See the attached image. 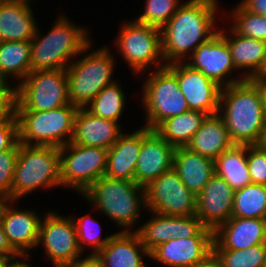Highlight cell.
I'll return each instance as SVG.
<instances>
[{"instance_id":"c3c4849f","label":"cell","mask_w":266,"mask_h":267,"mask_svg":"<svg viewBox=\"0 0 266 267\" xmlns=\"http://www.w3.org/2000/svg\"><path fill=\"white\" fill-rule=\"evenodd\" d=\"M12 260H16V258L0 255V267H10V264L13 262Z\"/></svg>"},{"instance_id":"f35d334b","label":"cell","mask_w":266,"mask_h":267,"mask_svg":"<svg viewBox=\"0 0 266 267\" xmlns=\"http://www.w3.org/2000/svg\"><path fill=\"white\" fill-rule=\"evenodd\" d=\"M247 165L252 184L266 185V147L247 145Z\"/></svg>"},{"instance_id":"60d3db41","label":"cell","mask_w":266,"mask_h":267,"mask_svg":"<svg viewBox=\"0 0 266 267\" xmlns=\"http://www.w3.org/2000/svg\"><path fill=\"white\" fill-rule=\"evenodd\" d=\"M15 93H0V123L14 113Z\"/></svg>"},{"instance_id":"836d02e7","label":"cell","mask_w":266,"mask_h":267,"mask_svg":"<svg viewBox=\"0 0 266 267\" xmlns=\"http://www.w3.org/2000/svg\"><path fill=\"white\" fill-rule=\"evenodd\" d=\"M221 260L223 267H265L266 244H258L249 248L213 249Z\"/></svg>"},{"instance_id":"7bdbcfd3","label":"cell","mask_w":266,"mask_h":267,"mask_svg":"<svg viewBox=\"0 0 266 267\" xmlns=\"http://www.w3.org/2000/svg\"><path fill=\"white\" fill-rule=\"evenodd\" d=\"M62 267H102L100 259L97 255L89 254L83 259H76L71 263H68Z\"/></svg>"},{"instance_id":"8992f818","label":"cell","mask_w":266,"mask_h":267,"mask_svg":"<svg viewBox=\"0 0 266 267\" xmlns=\"http://www.w3.org/2000/svg\"><path fill=\"white\" fill-rule=\"evenodd\" d=\"M77 110L78 107L71 103L47 111L14 110L18 122V142L63 147L71 141ZM66 135L68 138H64Z\"/></svg>"},{"instance_id":"ba28073f","label":"cell","mask_w":266,"mask_h":267,"mask_svg":"<svg viewBox=\"0 0 266 267\" xmlns=\"http://www.w3.org/2000/svg\"><path fill=\"white\" fill-rule=\"evenodd\" d=\"M69 103L66 69L30 72L15 87L14 110L47 111Z\"/></svg>"},{"instance_id":"8fae6325","label":"cell","mask_w":266,"mask_h":267,"mask_svg":"<svg viewBox=\"0 0 266 267\" xmlns=\"http://www.w3.org/2000/svg\"><path fill=\"white\" fill-rule=\"evenodd\" d=\"M122 29V30H121ZM120 29L117 48L135 72L143 71L156 61V69L166 66L163 62L161 31L159 28L136 22H128ZM160 58V59H159ZM158 59L161 62H158Z\"/></svg>"},{"instance_id":"7c38bea8","label":"cell","mask_w":266,"mask_h":267,"mask_svg":"<svg viewBox=\"0 0 266 267\" xmlns=\"http://www.w3.org/2000/svg\"><path fill=\"white\" fill-rule=\"evenodd\" d=\"M146 207L153 213L168 216H192L197 196L181 181L172 168L145 187Z\"/></svg>"},{"instance_id":"4316f807","label":"cell","mask_w":266,"mask_h":267,"mask_svg":"<svg viewBox=\"0 0 266 267\" xmlns=\"http://www.w3.org/2000/svg\"><path fill=\"white\" fill-rule=\"evenodd\" d=\"M233 145L225 122L218 112L206 116L201 127L186 147L194 153L215 160Z\"/></svg>"},{"instance_id":"b9f144b4","label":"cell","mask_w":266,"mask_h":267,"mask_svg":"<svg viewBox=\"0 0 266 267\" xmlns=\"http://www.w3.org/2000/svg\"><path fill=\"white\" fill-rule=\"evenodd\" d=\"M0 255L1 256H8L11 258H16V256L22 257L10 244L3 226L0 222Z\"/></svg>"},{"instance_id":"7a4b0ae2","label":"cell","mask_w":266,"mask_h":267,"mask_svg":"<svg viewBox=\"0 0 266 267\" xmlns=\"http://www.w3.org/2000/svg\"><path fill=\"white\" fill-rule=\"evenodd\" d=\"M222 110L220 115L234 144L260 145L266 116L260 91L250 79L221 89L219 113Z\"/></svg>"},{"instance_id":"2e32d148","label":"cell","mask_w":266,"mask_h":267,"mask_svg":"<svg viewBox=\"0 0 266 267\" xmlns=\"http://www.w3.org/2000/svg\"><path fill=\"white\" fill-rule=\"evenodd\" d=\"M175 148L155 130L141 128V148L135 169V182L146 187L173 168Z\"/></svg>"},{"instance_id":"7dc6e473","label":"cell","mask_w":266,"mask_h":267,"mask_svg":"<svg viewBox=\"0 0 266 267\" xmlns=\"http://www.w3.org/2000/svg\"><path fill=\"white\" fill-rule=\"evenodd\" d=\"M9 85L10 84L0 76V93H15V88Z\"/></svg>"},{"instance_id":"44dd1931","label":"cell","mask_w":266,"mask_h":267,"mask_svg":"<svg viewBox=\"0 0 266 267\" xmlns=\"http://www.w3.org/2000/svg\"><path fill=\"white\" fill-rule=\"evenodd\" d=\"M6 202L0 209V222L11 246L24 257L37 246L41 218L29 210L12 209Z\"/></svg>"},{"instance_id":"484cf974","label":"cell","mask_w":266,"mask_h":267,"mask_svg":"<svg viewBox=\"0 0 266 267\" xmlns=\"http://www.w3.org/2000/svg\"><path fill=\"white\" fill-rule=\"evenodd\" d=\"M173 169L196 196L215 174L213 159L194 153L187 147L175 148Z\"/></svg>"},{"instance_id":"4dcf8cb0","label":"cell","mask_w":266,"mask_h":267,"mask_svg":"<svg viewBox=\"0 0 266 267\" xmlns=\"http://www.w3.org/2000/svg\"><path fill=\"white\" fill-rule=\"evenodd\" d=\"M30 54L31 41L0 42V76L6 82L10 75L24 80L31 72Z\"/></svg>"},{"instance_id":"52a82bcc","label":"cell","mask_w":266,"mask_h":267,"mask_svg":"<svg viewBox=\"0 0 266 267\" xmlns=\"http://www.w3.org/2000/svg\"><path fill=\"white\" fill-rule=\"evenodd\" d=\"M113 66L112 54L105 46L79 61H72L66 68L70 103L84 108L103 88L116 82L111 80Z\"/></svg>"},{"instance_id":"1f68e13d","label":"cell","mask_w":266,"mask_h":267,"mask_svg":"<svg viewBox=\"0 0 266 267\" xmlns=\"http://www.w3.org/2000/svg\"><path fill=\"white\" fill-rule=\"evenodd\" d=\"M232 217L266 219V185L250 184L236 190Z\"/></svg>"},{"instance_id":"d590c367","label":"cell","mask_w":266,"mask_h":267,"mask_svg":"<svg viewBox=\"0 0 266 267\" xmlns=\"http://www.w3.org/2000/svg\"><path fill=\"white\" fill-rule=\"evenodd\" d=\"M180 6L178 0H147L144 13L135 21L161 29Z\"/></svg>"},{"instance_id":"ee69618b","label":"cell","mask_w":266,"mask_h":267,"mask_svg":"<svg viewBox=\"0 0 266 267\" xmlns=\"http://www.w3.org/2000/svg\"><path fill=\"white\" fill-rule=\"evenodd\" d=\"M241 5L251 13L266 17V0H242Z\"/></svg>"},{"instance_id":"4fadbf2b","label":"cell","mask_w":266,"mask_h":267,"mask_svg":"<svg viewBox=\"0 0 266 267\" xmlns=\"http://www.w3.org/2000/svg\"><path fill=\"white\" fill-rule=\"evenodd\" d=\"M41 221L37 246L42 244L54 267H62L76 260L82 251L78 245L73 218L47 213Z\"/></svg>"},{"instance_id":"ab89813d","label":"cell","mask_w":266,"mask_h":267,"mask_svg":"<svg viewBox=\"0 0 266 267\" xmlns=\"http://www.w3.org/2000/svg\"><path fill=\"white\" fill-rule=\"evenodd\" d=\"M18 142V122L13 113L0 123V152L11 149Z\"/></svg>"},{"instance_id":"9a60e30c","label":"cell","mask_w":266,"mask_h":267,"mask_svg":"<svg viewBox=\"0 0 266 267\" xmlns=\"http://www.w3.org/2000/svg\"><path fill=\"white\" fill-rule=\"evenodd\" d=\"M168 66L176 73L189 110L207 115L219 112L221 86L185 62L171 63Z\"/></svg>"},{"instance_id":"816d5d0a","label":"cell","mask_w":266,"mask_h":267,"mask_svg":"<svg viewBox=\"0 0 266 267\" xmlns=\"http://www.w3.org/2000/svg\"><path fill=\"white\" fill-rule=\"evenodd\" d=\"M260 145L263 146V147H266V125H265V128H264V134H263V137H262Z\"/></svg>"},{"instance_id":"d6986e66","label":"cell","mask_w":266,"mask_h":267,"mask_svg":"<svg viewBox=\"0 0 266 267\" xmlns=\"http://www.w3.org/2000/svg\"><path fill=\"white\" fill-rule=\"evenodd\" d=\"M214 236L172 239L158 245L150 258L168 267H194L213 251Z\"/></svg>"},{"instance_id":"6da1fadb","label":"cell","mask_w":266,"mask_h":267,"mask_svg":"<svg viewBox=\"0 0 266 267\" xmlns=\"http://www.w3.org/2000/svg\"><path fill=\"white\" fill-rule=\"evenodd\" d=\"M217 3L216 0H188L160 29L162 56L166 65L183 62L182 58L187 52L192 55L218 32L213 30L219 8Z\"/></svg>"},{"instance_id":"ac0fdd59","label":"cell","mask_w":266,"mask_h":267,"mask_svg":"<svg viewBox=\"0 0 266 267\" xmlns=\"http://www.w3.org/2000/svg\"><path fill=\"white\" fill-rule=\"evenodd\" d=\"M234 193L222 177L214 174L197 195L195 215L214 231L232 217Z\"/></svg>"},{"instance_id":"d4e9b609","label":"cell","mask_w":266,"mask_h":267,"mask_svg":"<svg viewBox=\"0 0 266 267\" xmlns=\"http://www.w3.org/2000/svg\"><path fill=\"white\" fill-rule=\"evenodd\" d=\"M141 148V128L129 135L121 134L108 149L105 175L118 180L135 182V169Z\"/></svg>"},{"instance_id":"bcb514c9","label":"cell","mask_w":266,"mask_h":267,"mask_svg":"<svg viewBox=\"0 0 266 267\" xmlns=\"http://www.w3.org/2000/svg\"><path fill=\"white\" fill-rule=\"evenodd\" d=\"M250 80L257 86L260 91L266 116V77H253Z\"/></svg>"},{"instance_id":"9c48e42d","label":"cell","mask_w":266,"mask_h":267,"mask_svg":"<svg viewBox=\"0 0 266 267\" xmlns=\"http://www.w3.org/2000/svg\"><path fill=\"white\" fill-rule=\"evenodd\" d=\"M142 97L147 114L145 127L150 130L170 117L189 111L176 73L168 65L150 73Z\"/></svg>"},{"instance_id":"f1b7e54d","label":"cell","mask_w":266,"mask_h":267,"mask_svg":"<svg viewBox=\"0 0 266 267\" xmlns=\"http://www.w3.org/2000/svg\"><path fill=\"white\" fill-rule=\"evenodd\" d=\"M215 174L236 191L252 184L247 165V145L234 144L214 160Z\"/></svg>"},{"instance_id":"f546056e","label":"cell","mask_w":266,"mask_h":267,"mask_svg":"<svg viewBox=\"0 0 266 267\" xmlns=\"http://www.w3.org/2000/svg\"><path fill=\"white\" fill-rule=\"evenodd\" d=\"M206 116L203 112L189 110L166 119L154 130L174 148L186 147Z\"/></svg>"},{"instance_id":"f907efd6","label":"cell","mask_w":266,"mask_h":267,"mask_svg":"<svg viewBox=\"0 0 266 267\" xmlns=\"http://www.w3.org/2000/svg\"><path fill=\"white\" fill-rule=\"evenodd\" d=\"M10 267H30L29 264L25 262H20L19 259L16 261L13 260V262L10 264Z\"/></svg>"},{"instance_id":"74e56055","label":"cell","mask_w":266,"mask_h":267,"mask_svg":"<svg viewBox=\"0 0 266 267\" xmlns=\"http://www.w3.org/2000/svg\"><path fill=\"white\" fill-rule=\"evenodd\" d=\"M18 156V142L9 150L0 152V196L11 201V186Z\"/></svg>"},{"instance_id":"cb8c5ba5","label":"cell","mask_w":266,"mask_h":267,"mask_svg":"<svg viewBox=\"0 0 266 267\" xmlns=\"http://www.w3.org/2000/svg\"><path fill=\"white\" fill-rule=\"evenodd\" d=\"M30 0L0 2V42L31 41L38 29Z\"/></svg>"},{"instance_id":"681fc988","label":"cell","mask_w":266,"mask_h":267,"mask_svg":"<svg viewBox=\"0 0 266 267\" xmlns=\"http://www.w3.org/2000/svg\"><path fill=\"white\" fill-rule=\"evenodd\" d=\"M255 77H266V55L259 73Z\"/></svg>"},{"instance_id":"30bf717a","label":"cell","mask_w":266,"mask_h":267,"mask_svg":"<svg viewBox=\"0 0 266 267\" xmlns=\"http://www.w3.org/2000/svg\"><path fill=\"white\" fill-rule=\"evenodd\" d=\"M59 151L62 186L73 187L83 195L106 173L108 149L69 142Z\"/></svg>"},{"instance_id":"83f0119b","label":"cell","mask_w":266,"mask_h":267,"mask_svg":"<svg viewBox=\"0 0 266 267\" xmlns=\"http://www.w3.org/2000/svg\"><path fill=\"white\" fill-rule=\"evenodd\" d=\"M224 30H219L222 37L227 41L231 51L233 65L236 69H251L250 72L244 76L245 79L255 77L264 62L266 55V41L245 37L237 34L232 28L230 35L232 38L227 37Z\"/></svg>"},{"instance_id":"f6af8a7d","label":"cell","mask_w":266,"mask_h":267,"mask_svg":"<svg viewBox=\"0 0 266 267\" xmlns=\"http://www.w3.org/2000/svg\"><path fill=\"white\" fill-rule=\"evenodd\" d=\"M194 267H223L221 260L212 251L204 260L197 263Z\"/></svg>"},{"instance_id":"277c9868","label":"cell","mask_w":266,"mask_h":267,"mask_svg":"<svg viewBox=\"0 0 266 267\" xmlns=\"http://www.w3.org/2000/svg\"><path fill=\"white\" fill-rule=\"evenodd\" d=\"M61 186L60 151L55 146L25 145L18 142V156L11 186V201L37 188ZM14 201V202H13Z\"/></svg>"},{"instance_id":"5bb4252c","label":"cell","mask_w":266,"mask_h":267,"mask_svg":"<svg viewBox=\"0 0 266 267\" xmlns=\"http://www.w3.org/2000/svg\"><path fill=\"white\" fill-rule=\"evenodd\" d=\"M153 218L136 230L142 245L151 252L158 245L172 239H186L194 236H214L194 214L192 216H168L154 213Z\"/></svg>"},{"instance_id":"e575fe53","label":"cell","mask_w":266,"mask_h":267,"mask_svg":"<svg viewBox=\"0 0 266 267\" xmlns=\"http://www.w3.org/2000/svg\"><path fill=\"white\" fill-rule=\"evenodd\" d=\"M234 18L232 28L237 34L266 41V17L246 10L240 3L231 11Z\"/></svg>"},{"instance_id":"d6a6232c","label":"cell","mask_w":266,"mask_h":267,"mask_svg":"<svg viewBox=\"0 0 266 267\" xmlns=\"http://www.w3.org/2000/svg\"><path fill=\"white\" fill-rule=\"evenodd\" d=\"M124 95L116 81L103 88L89 103L90 106L84 108L96 117L117 122L125 106Z\"/></svg>"},{"instance_id":"ffe728a7","label":"cell","mask_w":266,"mask_h":267,"mask_svg":"<svg viewBox=\"0 0 266 267\" xmlns=\"http://www.w3.org/2000/svg\"><path fill=\"white\" fill-rule=\"evenodd\" d=\"M213 233V249L241 250L266 244V219L231 217Z\"/></svg>"},{"instance_id":"8d00e7d4","label":"cell","mask_w":266,"mask_h":267,"mask_svg":"<svg viewBox=\"0 0 266 267\" xmlns=\"http://www.w3.org/2000/svg\"><path fill=\"white\" fill-rule=\"evenodd\" d=\"M73 221L76 227L78 245L82 252L85 249L84 246L88 244L94 249L92 254L96 255L110 241L112 235L104 239L100 238L101 227L99 224L97 225L98 221L89 215L82 216L78 220L73 217Z\"/></svg>"},{"instance_id":"5b68a950","label":"cell","mask_w":266,"mask_h":267,"mask_svg":"<svg viewBox=\"0 0 266 267\" xmlns=\"http://www.w3.org/2000/svg\"><path fill=\"white\" fill-rule=\"evenodd\" d=\"M83 195L123 228V232L130 231L131 226L137 222L140 205L143 204L142 207L146 208L145 187L106 175L98 179Z\"/></svg>"},{"instance_id":"7402d4cb","label":"cell","mask_w":266,"mask_h":267,"mask_svg":"<svg viewBox=\"0 0 266 267\" xmlns=\"http://www.w3.org/2000/svg\"><path fill=\"white\" fill-rule=\"evenodd\" d=\"M96 117L85 108H78L70 143L110 149L122 134L120 124Z\"/></svg>"},{"instance_id":"3957f363","label":"cell","mask_w":266,"mask_h":267,"mask_svg":"<svg viewBox=\"0 0 266 267\" xmlns=\"http://www.w3.org/2000/svg\"><path fill=\"white\" fill-rule=\"evenodd\" d=\"M57 20L50 32L41 39L39 31L36 30L31 40V72L66 69L71 57L80 55L90 48L92 43L86 36V29L74 26L63 16Z\"/></svg>"},{"instance_id":"f5cc1de1","label":"cell","mask_w":266,"mask_h":267,"mask_svg":"<svg viewBox=\"0 0 266 267\" xmlns=\"http://www.w3.org/2000/svg\"><path fill=\"white\" fill-rule=\"evenodd\" d=\"M4 201H5V199L2 196H0V209H1V206L4 203Z\"/></svg>"},{"instance_id":"603a6c76","label":"cell","mask_w":266,"mask_h":267,"mask_svg":"<svg viewBox=\"0 0 266 267\" xmlns=\"http://www.w3.org/2000/svg\"><path fill=\"white\" fill-rule=\"evenodd\" d=\"M143 254L150 256L137 232L120 231L96 255L102 267H145Z\"/></svg>"},{"instance_id":"e0dca14e","label":"cell","mask_w":266,"mask_h":267,"mask_svg":"<svg viewBox=\"0 0 266 267\" xmlns=\"http://www.w3.org/2000/svg\"><path fill=\"white\" fill-rule=\"evenodd\" d=\"M190 57L192 58L191 61L186 64L192 69L201 71L222 88L246 80L244 76L240 79H224L229 72L236 68L233 65L231 51L227 41L219 31L208 41L202 43Z\"/></svg>"}]
</instances>
